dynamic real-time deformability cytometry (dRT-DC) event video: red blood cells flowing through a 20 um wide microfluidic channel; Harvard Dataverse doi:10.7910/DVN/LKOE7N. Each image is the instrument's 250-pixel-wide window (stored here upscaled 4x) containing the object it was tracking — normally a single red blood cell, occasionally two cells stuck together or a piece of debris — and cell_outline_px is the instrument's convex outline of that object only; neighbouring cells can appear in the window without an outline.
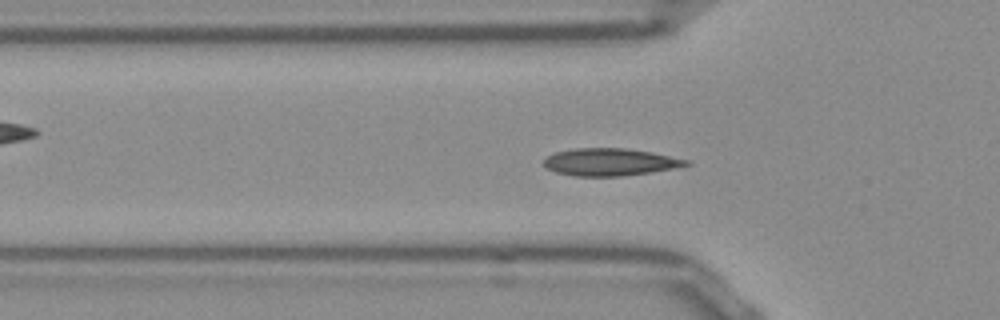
{"species": "Egyptian fruit bat (a non-hibernating species)", "species_latin": "Rousettus aegyptiacus", "temperature_condition": "room temperature", "stored_images_in_passage": 54, "camera_frame_rate_fps": 3000, "um_per_image_px": 0.085, "frame": {"image": 1, "passage_image": 17, "time_ms": 5.333, "image_size_px": [1000, 320], "cell_outline_px": [[692, 164], [652, 172], [620, 176], [572, 176], [556, 172], [548, 168], [544, 164], [544, 160], [548, 156], [556, 152], [576, 148], [624, 148], [652, 152], [692, 160]], "centroid_in_image_um": [51.9, 13.77], "position_along_channel_um": 73.9, "area_um2": 22.66}}
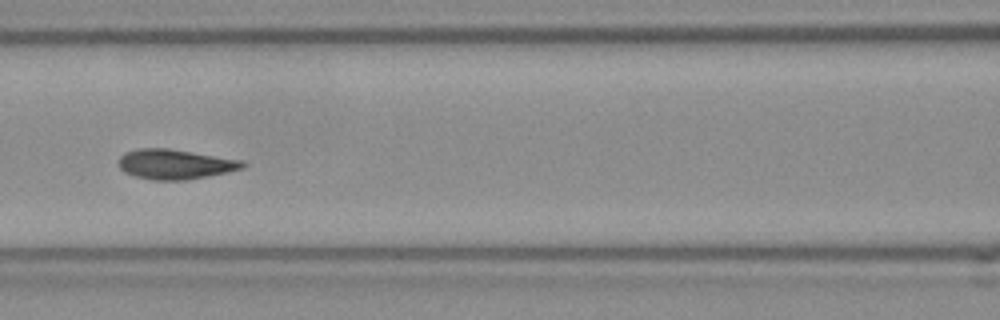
{"frame": {"image": 2, "passage_image": 23, "time_ms": 7.333, "image_size_px": [1000, 320], "cell_outline_px": [[248, 164], [244, 168], [228, 172], [208, 176], [184, 180], [152, 180], [136, 176], [124, 172], [120, 168], [120, 156], [124, 152], [140, 148], [168, 148], [244, 160]], "centroid_in_image_um": [14.93, 13.95], "position_along_channel_um": 151.7, "area_um2": 21.68}}
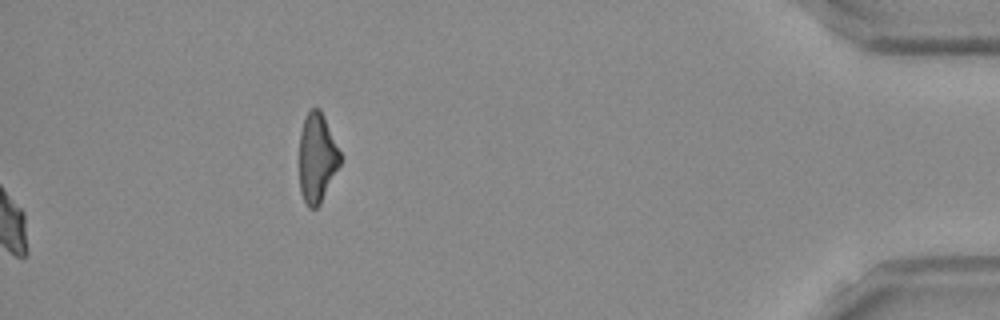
{"frame": {"image": 3, "passage_image": 54, "time_ms": 17.667, "image_size_px": [1000, 320], "cell_outline_px": [[340, 164], [320, 204], [316, 208], [308, 208], [300, 192], [300, 132], [304, 120], [308, 112], [312, 108], [320, 108], [324, 116], [340, 152]], "centroid_in_image_um": [26.94, 13.43], "position_along_channel_um": 408.3, "area_um2": 20.98}, "authors_computed_cell_mechanics": {"area_um2": 20.8369, "velocity_mm_per_s": 3.8438, "shape_relaxation_time_tau1_ms": 3.8979, "shape_relaxation_time_tau2_ms": 1.189, "deformation_change_tau1": 0.123, "deformation_change_tau2": 0.0346}}